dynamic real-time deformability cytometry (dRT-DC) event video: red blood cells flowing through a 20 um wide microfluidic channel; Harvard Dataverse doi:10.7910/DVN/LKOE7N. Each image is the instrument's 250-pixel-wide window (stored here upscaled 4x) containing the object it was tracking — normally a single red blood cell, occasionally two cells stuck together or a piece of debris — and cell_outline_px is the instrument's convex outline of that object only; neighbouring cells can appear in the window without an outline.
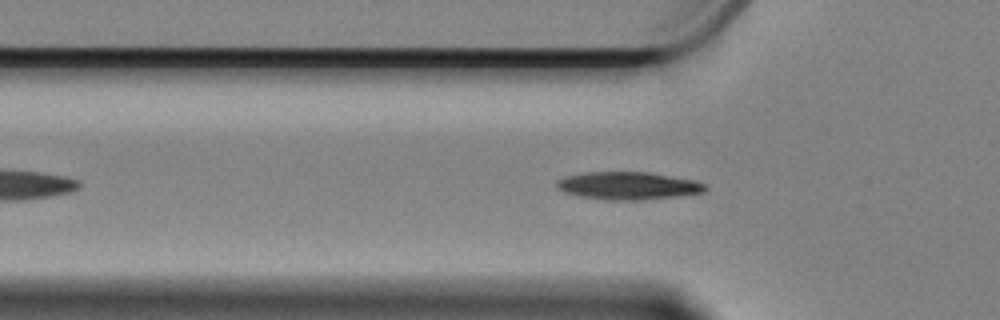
{"species": "Egyptian fruit bat (a non-hibernating species)", "species_latin": "Rousettus aegyptiacus", "temperature_condition": "cold", "stored_images_in_passage": 36, "camera_frame_rate_fps": 3000, "um_per_image_px": 0.085, "animal": {"sex": "female"}, "frame": {"image": 1, "passage_image": 3, "time_ms": 0.667, "image_size_px": [1000, 320], "cell_outline_px": [[708, 188], [704, 192], [680, 196], [644, 200], [608, 200], [580, 196], [564, 192], [556, 188], [556, 180], [564, 176], [588, 172], [648, 172], [696, 180], [708, 184]], "centroid_in_image_um": [53.42, 15.79], "position_along_channel_um": 72.4, "area_um2": 24.28}}
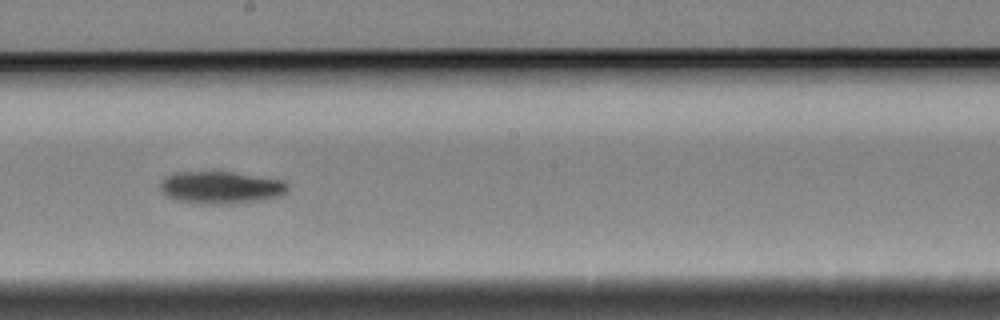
{"frame": {"image": 2, "passage_image": 17, "time_ms": 5.333, "image_size_px": [1000, 320], "cell_outline_px": [[288, 192], [280, 196], [260, 200], [232, 204], [204, 204], [176, 200], [164, 196], [160, 192], [160, 180], [164, 176], [176, 172], [232, 172], [284, 180], [288, 184]], "centroid_in_image_um": [18.74, 15.94], "position_along_channel_um": 229.5, "area_um2": 24.39}}
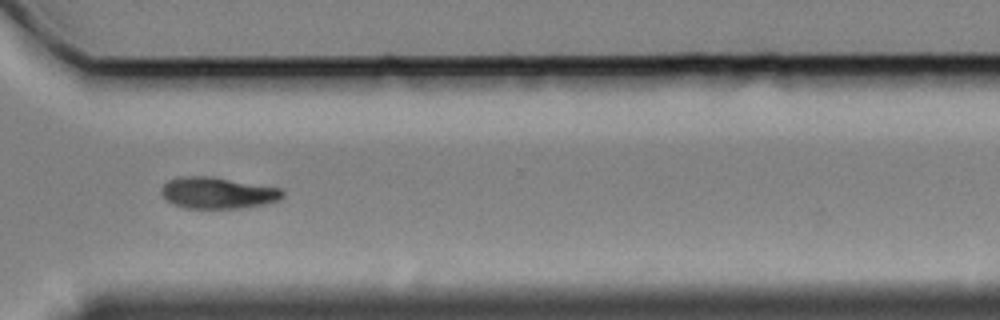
{"frame": {"image": 3, "passage_image": 28, "time_ms": 9.0, "image_size_px": [1000, 320], "cell_outline_px": [[284, 196], [280, 200], [264, 204], [240, 208], [184, 208], [172, 204], [164, 200], [160, 192], [160, 188], [168, 180], [176, 176], [212, 176], [284, 188]], "centroid_in_image_um": [18.49, 16.38], "position_along_channel_um": 352.1, "area_um2": 22.77}, "authors_computed_cell_mechanics": {"area_um2": 23.2645, "velocity_mm_per_s": 3.3373, "shape_relaxation_time_tau1_ms": 2.2757, "shape_relaxation_time_tau2_ms": null, "deformation_change_tau1": 0.0923, "deformation_change_tau2": null}}